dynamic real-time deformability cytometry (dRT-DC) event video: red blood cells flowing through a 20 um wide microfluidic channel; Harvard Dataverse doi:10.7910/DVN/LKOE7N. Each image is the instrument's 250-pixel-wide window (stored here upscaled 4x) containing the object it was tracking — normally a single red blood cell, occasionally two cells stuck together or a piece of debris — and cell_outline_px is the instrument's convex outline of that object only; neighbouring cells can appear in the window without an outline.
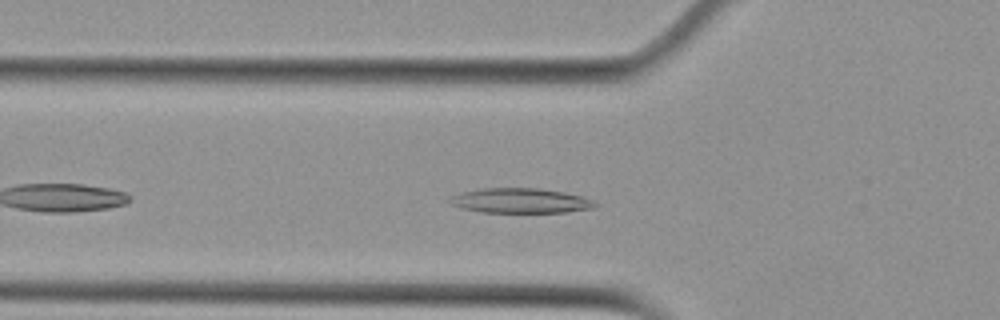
{"species": "Egyptian fruit bat (a non-hibernating species)", "species_latin": "Rousettus aegyptiacus", "temperature_condition": "cold", "stored_images_in_passage": 41, "camera_frame_rate_fps": 3000, "um_per_image_px": 0.085, "animal": {"sex": "female"}, "frame": {"image": 1, "passage_image": 6, "time_ms": 1.667, "image_size_px": [1000, 320], "cell_outline_px": [[600, 204], [596, 208], [568, 212], [480, 212], [460, 208], [452, 204], [448, 200], [452, 196], [460, 192], [484, 188], [540, 188], [564, 192], [580, 196], [592, 200]], "centroid_in_image_um": [44.26, 17.06], "position_along_channel_um": 81.5, "area_um2": 21.15}}
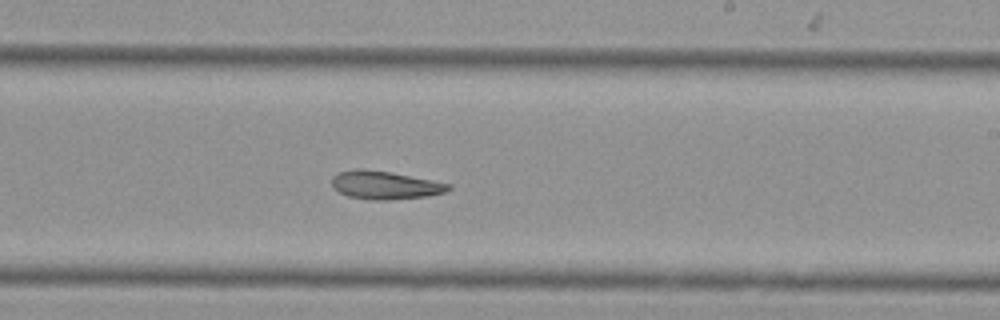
{"frame": {"image": 2, "passage_image": 20, "time_ms": 6.333, "image_size_px": [1000, 320], "cell_outline_px": [[452, 188], [444, 192], [428, 196], [388, 200], [376, 200], [348, 196], [332, 188], [332, 176], [340, 172], [356, 168], [364, 168], [392, 172], [452, 184]], "centroid_in_image_um": [32.72, 15.72], "position_along_channel_um": 256.3, "area_um2": 19.25}}
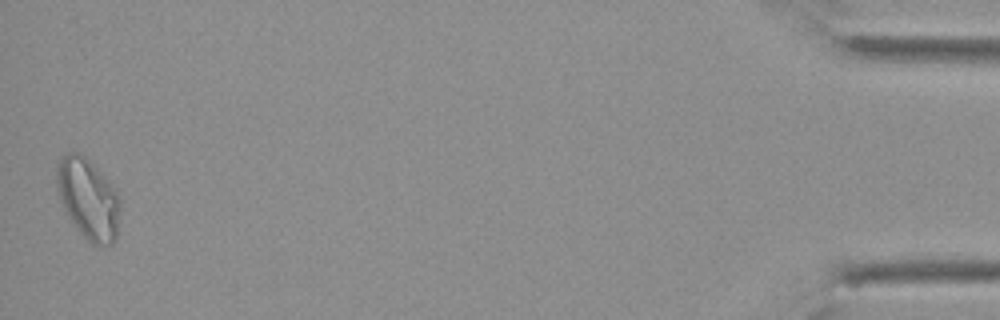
{"frame": {"image": 3, "passage_image": 41, "time_ms": 13.333, "image_size_px": [1000, 320], "cell_outline_px": [[120, 204], [116, 240], [112, 244], [92, 244], [80, 232], [64, 208], [60, 200], [56, 188], [56, 164], [68, 152], [76, 152], [84, 156], [104, 176], [116, 192], [120, 200]], "centroid_in_image_um": [7.48, 16.89], "position_along_channel_um": 427.7, "area_um2": 29.25}}